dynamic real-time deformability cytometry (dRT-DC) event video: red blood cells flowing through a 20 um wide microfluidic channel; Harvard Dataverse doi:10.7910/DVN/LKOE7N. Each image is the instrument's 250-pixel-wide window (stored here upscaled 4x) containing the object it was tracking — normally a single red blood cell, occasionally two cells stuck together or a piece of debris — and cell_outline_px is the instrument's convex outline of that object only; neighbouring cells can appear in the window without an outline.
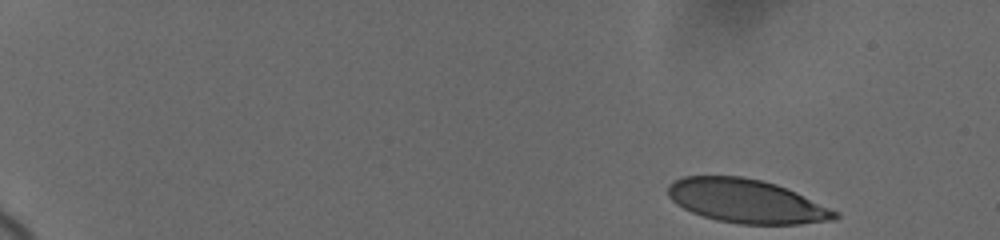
{"species": "human", "species_latin": "Homo sapiens", "temperature_condition": "cold", "stored_images_in_passage": 51, "camera_frame_rate_fps": 3000, "um_per_image_px": 0.085, "donor": {"sex": "female"}, "frame": {"image": 1, "passage_image": 1, "time_ms": 0.0, "image_size_px": [1000, 240], "cell_outline_px": [[840, 216], [836, 220], [800, 224], [740, 224], [716, 220], [692, 212], [676, 204], [668, 196], [668, 184], [672, 180], [684, 176], [744, 176], [776, 184], [796, 192], [840, 212]], "centroid_in_image_um": [63.46, 17.09], "position_along_channel_um": 21.5, "area_um2": 42.71}}
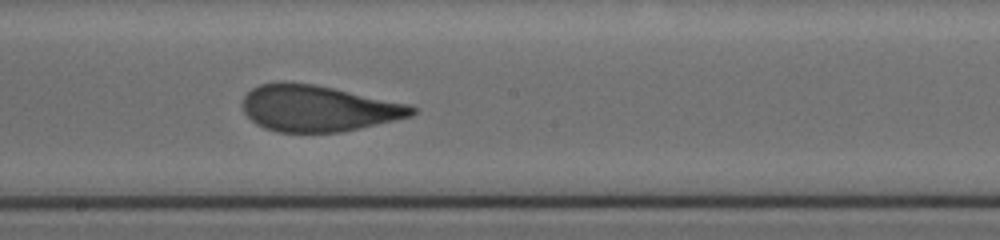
{"frame": {"image": 2, "passage_image": 27, "time_ms": 9.667, "image_size_px": [1000, 240], "cell_outline_px": [[416, 112], [412, 116], [360, 128], [340, 132], [276, 132], [264, 128], [256, 124], [244, 112], [240, 104], [244, 96], [252, 88], [260, 84], [280, 80], [284, 80], [316, 84], [408, 104], [416, 108]], "centroid_in_image_um": [26.98, 9.19], "position_along_channel_um": 221.2, "area_um2": 45.95}}
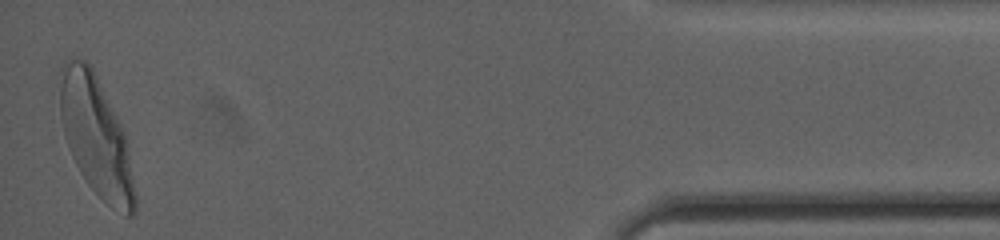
{"frame": {"image": 3, "passage_image": 51, "time_ms": 17.0, "image_size_px": [1000, 240], "cell_outline_px": [[136, 212], [132, 216], [128, 216], [112, 208], [88, 184], [80, 172], [68, 148], [64, 136], [60, 116], [60, 68], [68, 60], [84, 60], [92, 68], [124, 132], [136, 196]], "centroid_in_image_um": [8.14, 11.63], "position_along_channel_um": 427.1, "area_um2": 51.15}, "authors_computed_cell_mechanics": {"area_um2": 46.4134, "velocity_mm_per_s": 3.6492, "shape_relaxation_time_tau1_ms": 4.8562, "shape_relaxation_time_tau2_ms": null, "deformation_change_tau1": 0.1979, "deformation_change_tau2": null}}